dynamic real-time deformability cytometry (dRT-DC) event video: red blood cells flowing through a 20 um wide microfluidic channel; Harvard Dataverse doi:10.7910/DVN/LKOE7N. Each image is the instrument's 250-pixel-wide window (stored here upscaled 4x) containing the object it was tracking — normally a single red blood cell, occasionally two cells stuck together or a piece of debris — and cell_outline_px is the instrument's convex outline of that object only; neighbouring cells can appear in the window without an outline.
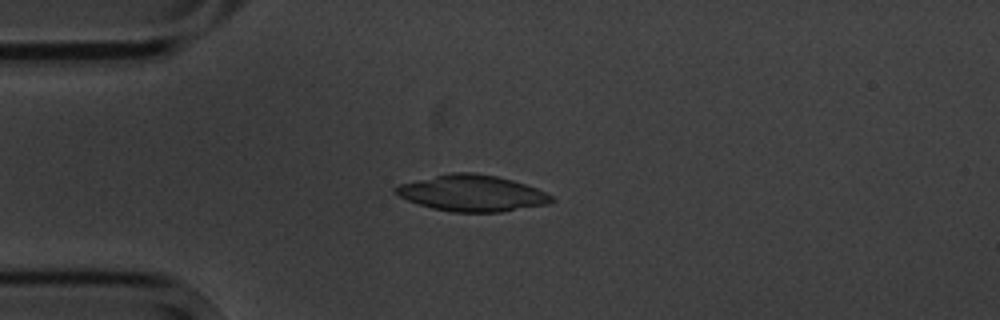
{"species": "common noctule bat (a hibernating species)", "species_latin": "Nyctalus noctula", "temperature_condition": "cold", "stored_images_in_passage": 5, "camera_frame_rate_fps": 3000, "um_per_image_px": 0.085, "animal": {"sex": "male", "body_mass_g": 20.1, "forearm_length_mm": 53.5}, "frame": {"image": 1, "passage_image": 3, "time_ms": 2.333, "image_size_px": [1000, 320], "cell_outline_px": [[556, 200], [548, 204], [500, 212], [452, 212], [432, 208], [408, 200], [400, 196], [392, 188], [400, 184], [452, 172], [472, 172], [496, 176], [512, 180], [536, 188], [552, 196]], "centroid_in_image_um": [40.14, 16.42], "position_along_channel_um": 44.9, "area_um2": 32.54}}